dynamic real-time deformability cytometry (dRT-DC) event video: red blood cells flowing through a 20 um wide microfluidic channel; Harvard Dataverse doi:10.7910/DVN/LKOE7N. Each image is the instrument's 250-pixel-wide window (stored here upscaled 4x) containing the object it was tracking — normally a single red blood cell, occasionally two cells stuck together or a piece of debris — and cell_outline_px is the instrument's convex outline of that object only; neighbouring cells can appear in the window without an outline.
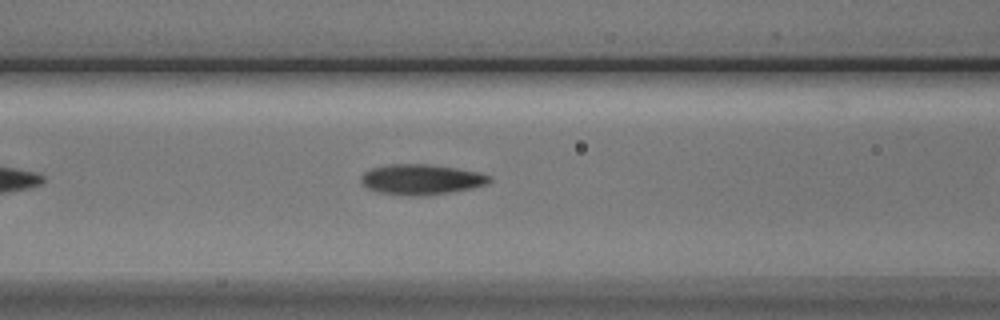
{"species": "Egyptian fruit bat (a non-hibernating species)", "species_latin": "Rousettus aegyptiacus", "temperature_condition": "cold", "stored_images_in_passage": 13, "camera_frame_rate_fps": 3000, "um_per_image_px": 0.085, "animal": {"sex": "male"}, "frame": {"image": 1, "passage_image": 8, "time_ms": 2.333, "image_size_px": [1000, 320], "cell_outline_px": [[492, 180], [484, 184], [468, 188], [428, 196], [408, 196], [376, 192], [364, 188], [360, 184], [360, 176], [364, 172], [372, 168], [392, 164], [428, 164], [456, 168], [476, 172], [488, 176]], "centroid_in_image_um": [35.68, 15.26], "position_along_channel_um": 130.9, "area_um2": 22.66}}
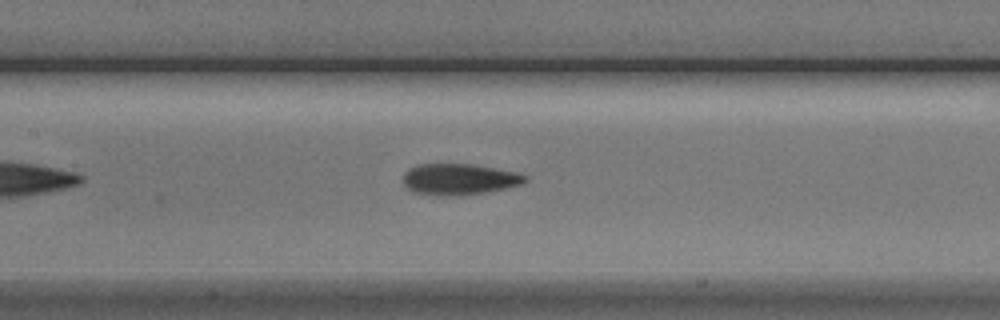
{"frame": {"image": 2, "passage_image": 11, "time_ms": 3.333, "image_size_px": [1000, 320], "cell_outline_px": [[528, 180], [524, 184], [508, 188], [464, 196], [436, 196], [412, 192], [404, 184], [404, 172], [408, 168], [420, 164], [472, 164], [516, 172], [528, 176]], "centroid_in_image_um": [39.05, 15.25], "position_along_channel_um": 168.3, "area_um2": 22.54}}